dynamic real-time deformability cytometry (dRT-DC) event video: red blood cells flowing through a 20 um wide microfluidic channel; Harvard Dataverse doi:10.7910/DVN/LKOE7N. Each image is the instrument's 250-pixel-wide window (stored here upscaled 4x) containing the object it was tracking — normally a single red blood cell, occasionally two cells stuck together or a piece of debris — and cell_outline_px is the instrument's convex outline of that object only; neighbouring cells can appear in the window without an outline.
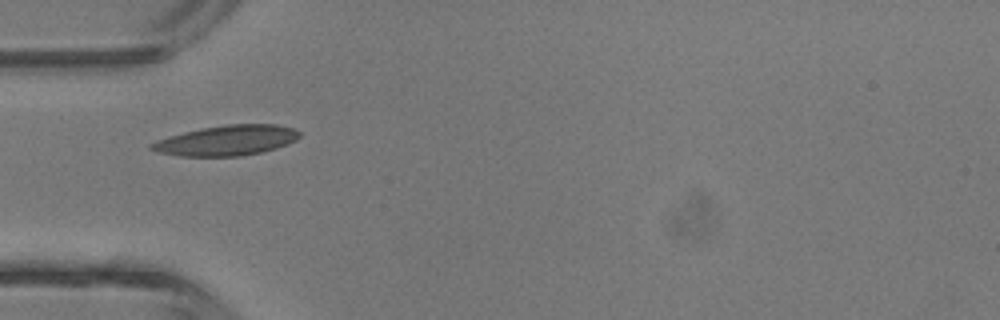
{"species": "common noctule bat (a hibernating species)", "species_latin": "Nyctalus noctula", "temperature_condition": "room temperature", "stored_images_in_passage": 3, "camera_frame_rate_fps": 3000, "um_per_image_px": 0.085, "animal": {"sex": "male", "body_mass_g": 13.3}, "frame": {"image": 1, "passage_image": 2, "time_ms": 1.333, "image_size_px": [1000, 320], "cell_outline_px": [[300, 136], [296, 140], [288, 144], [264, 152], [240, 156], [180, 156], [156, 152], [148, 148], [148, 144], [156, 140], [168, 136], [200, 128], [228, 124], [276, 124], [292, 128], [300, 132]], "centroid_in_image_um": [19.24, 11.94], "position_along_channel_um": 65.8, "area_um2": 26.3}}
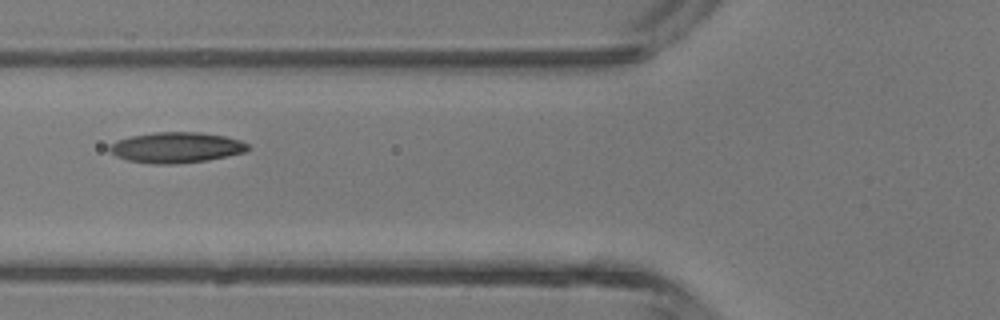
{"frame": {"image": 2, "passage_image": 3, "time_ms": 2.333, "image_size_px": [1000, 320], "cell_outline_px": [[248, 148], [244, 152], [208, 160], [172, 164], [152, 164], [128, 160], [116, 156], [108, 152], [108, 148], [116, 140], [132, 136], [156, 132], [200, 132], [224, 136], [240, 140], [248, 144]], "centroid_in_image_um": [14.95, 12.54], "position_along_channel_um": 110.9, "area_um2": 24.57}}